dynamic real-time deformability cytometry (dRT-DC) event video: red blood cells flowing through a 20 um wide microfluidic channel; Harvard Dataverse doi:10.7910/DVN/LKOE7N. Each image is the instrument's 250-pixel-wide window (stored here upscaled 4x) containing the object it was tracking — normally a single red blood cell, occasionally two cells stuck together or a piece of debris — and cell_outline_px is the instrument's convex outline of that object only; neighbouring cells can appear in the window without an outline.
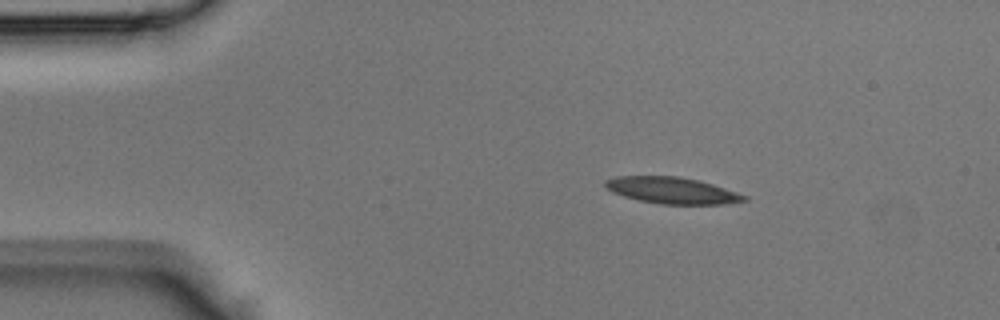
{"species": "Egyptian fruit bat (a non-hibernating species)", "species_latin": "Rousettus aegyptiacus", "temperature_condition": "room temperature", "stored_images_in_passage": 38, "camera_frame_rate_fps": 3000, "um_per_image_px": 0.085, "animal": {"sex": "male"}, "frame": {"image": 1, "passage_image": 1, "time_ms": 0.0, "image_size_px": [1000, 320], "cell_outline_px": [[748, 200], [724, 204], [660, 204], [640, 200], [624, 196], [612, 192], [604, 184], [604, 180], [616, 176], [680, 176], [712, 184], [748, 196]], "centroid_in_image_um": [57.11, 16.18], "position_along_channel_um": 27.9, "area_um2": 21.27}}
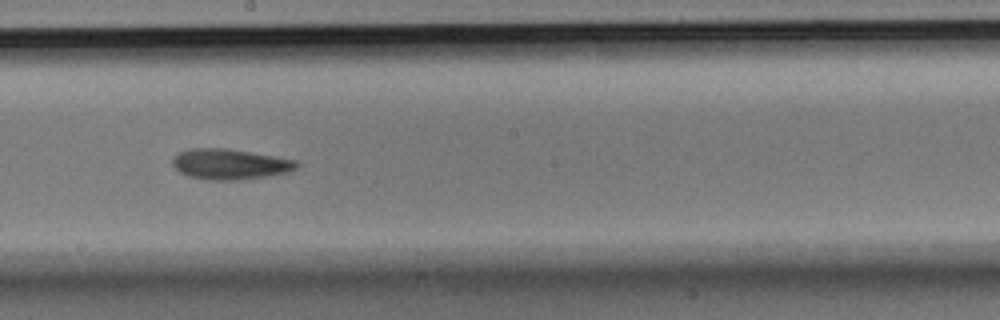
{"frame": {"image": 2, "passage_image": 18, "time_ms": 5.667, "image_size_px": [1000, 320], "cell_outline_px": [[300, 164], [296, 168], [288, 172], [240, 180], [212, 180], [188, 176], [180, 172], [172, 164], [172, 160], [180, 152], [192, 148], [224, 148], [296, 160]], "centroid_in_image_um": [19.53, 13.96], "position_along_channel_um": 228.7, "area_um2": 21.68}}
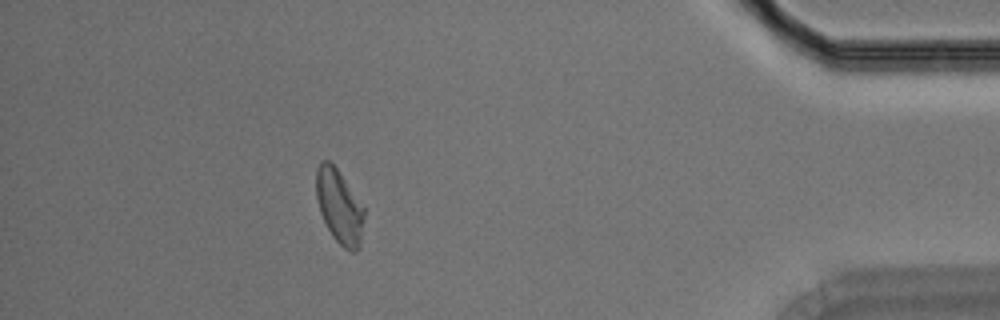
{"frame": {"image": 3, "passage_image": 33, "time_ms": 10.667, "image_size_px": [1000, 320], "cell_outline_px": [[364, 216], [360, 244], [356, 252], [352, 252], [344, 248], [332, 236], [320, 212], [316, 196], [316, 168], [320, 160], [328, 160], [336, 168], [364, 208]], "centroid_in_image_um": [28.82, 17.55], "position_along_channel_um": 406.4, "area_um2": 20.35}}